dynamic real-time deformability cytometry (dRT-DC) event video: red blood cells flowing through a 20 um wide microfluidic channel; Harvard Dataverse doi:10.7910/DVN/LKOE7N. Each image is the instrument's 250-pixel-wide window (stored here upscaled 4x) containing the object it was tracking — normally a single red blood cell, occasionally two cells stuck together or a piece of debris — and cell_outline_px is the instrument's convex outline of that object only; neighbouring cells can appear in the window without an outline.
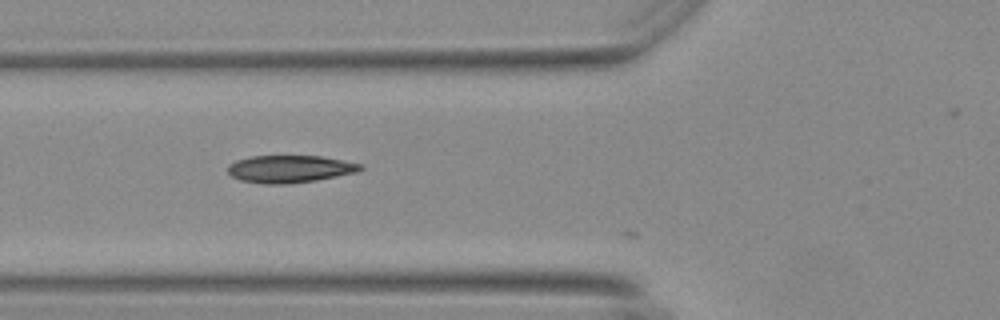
{"species": "Egyptian fruit bat (a non-hibernating species)", "species_latin": "Rousettus aegyptiacus", "temperature_condition": "warm", "stored_images_in_passage": 5, "camera_frame_rate_fps": 3000, "um_per_image_px": 0.085, "animal": {"sex": "female"}, "frame": {"image": 1, "passage_image": 3, "time_ms": 0.667, "image_size_px": [1000, 320], "cell_outline_px": [[364, 168], [356, 172], [316, 180], [288, 184], [264, 184], [240, 180], [232, 176], [228, 172], [228, 164], [236, 160], [252, 156], [320, 156], [364, 164]], "centroid_in_image_um": [24.63, 14.36], "position_along_channel_um": 101.2, "area_um2": 21.15}}